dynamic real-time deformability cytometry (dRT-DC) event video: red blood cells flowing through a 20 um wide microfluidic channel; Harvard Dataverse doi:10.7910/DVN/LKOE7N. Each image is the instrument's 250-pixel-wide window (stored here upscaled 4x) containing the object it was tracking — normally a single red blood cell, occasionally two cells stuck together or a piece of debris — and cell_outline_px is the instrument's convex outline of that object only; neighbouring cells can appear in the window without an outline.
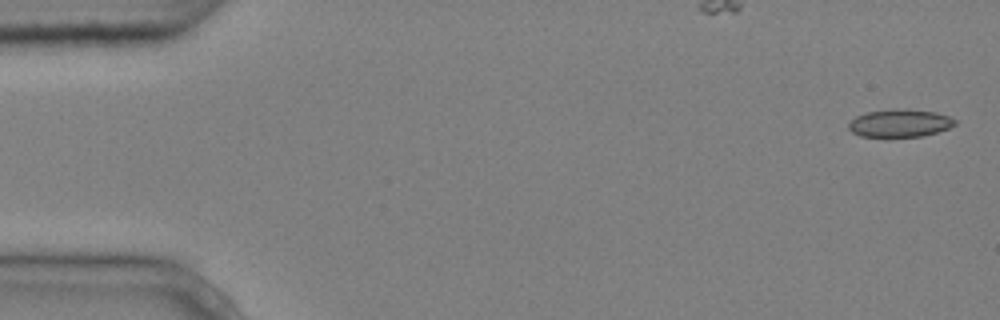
{"species": "common noctule bat (a hibernating species)", "species_latin": "Nyctalus noctula", "temperature_condition": "cold", "stored_images_in_passage": 5, "camera_frame_rate_fps": 3000, "um_per_image_px": 0.085, "animal": {"sex": "male", "body_mass_g": 20.4}, "frame": {"image": 1, "passage_image": 1, "time_ms": 0.0, "image_size_px": [1000, 320], "cell_outline_px": [[956, 124], [948, 128], [936, 132], [920, 136], [860, 136], [852, 132], [848, 128], [848, 124], [856, 116], [868, 112], [904, 108], [908, 108], [936, 112], [948, 116], [956, 120]], "centroid_in_image_um": [76.5, 10.45], "position_along_channel_um": 8.5, "area_um2": 16.99}}
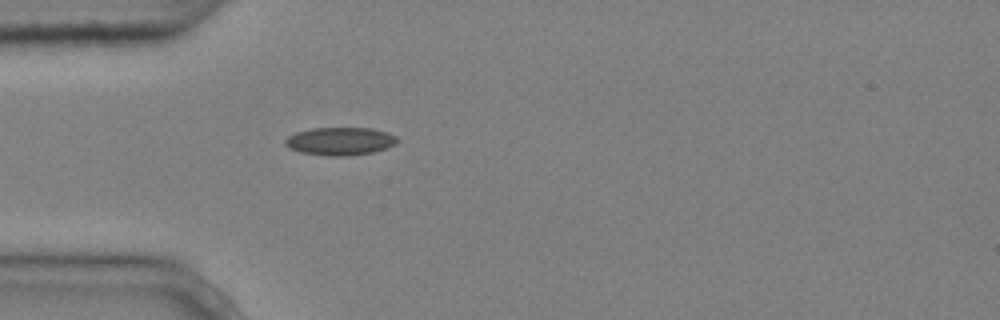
{"frame": {"image": 2, "passage_image": 5, "time_ms": 1.333, "image_size_px": [1000, 320], "cell_outline_px": [[400, 140], [396, 144], [388, 148], [372, 152], [352, 156], [328, 156], [300, 152], [288, 148], [284, 144], [284, 140], [288, 136], [296, 132], [312, 128], [372, 128], [388, 132], [396, 136]], "centroid_in_image_um": [28.93, 12.01], "position_along_channel_um": 56.1, "area_um2": 18.55}}